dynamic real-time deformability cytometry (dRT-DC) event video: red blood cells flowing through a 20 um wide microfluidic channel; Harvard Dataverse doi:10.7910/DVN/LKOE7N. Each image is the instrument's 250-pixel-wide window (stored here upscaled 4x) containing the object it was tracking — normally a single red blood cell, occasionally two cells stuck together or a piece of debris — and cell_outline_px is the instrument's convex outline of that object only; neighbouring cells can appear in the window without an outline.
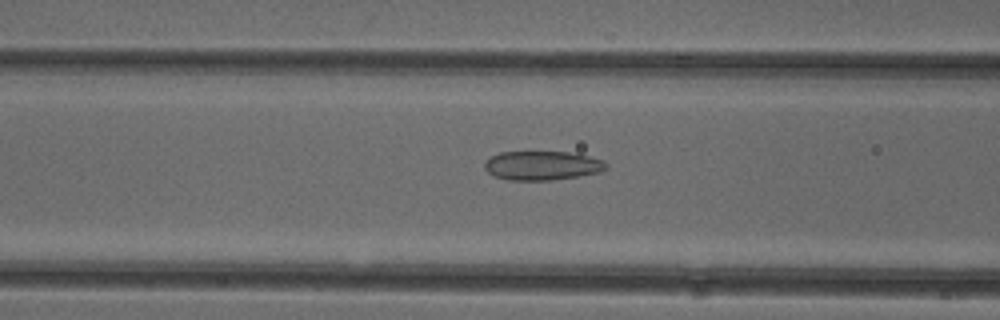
{"species": "common noctule bat (a hibernating species)", "species_latin": "Nyctalus noctula", "temperature_condition": "cold", "stored_images_in_passage": 52, "camera_frame_rate_fps": 3000, "um_per_image_px": 0.085, "animal": {"sex": "female"}, "frame": {"image": 1, "passage_image": 21, "time_ms": 6.667, "image_size_px": [1000, 320], "cell_outline_px": [[608, 168], [600, 172], [552, 180], [508, 180], [492, 176], [484, 168], [484, 160], [500, 152], [568, 152], [588, 156], [604, 160], [608, 164]], "centroid_in_image_um": [46.06, 14.07], "position_along_channel_um": 120.5, "area_um2": 20.69}}
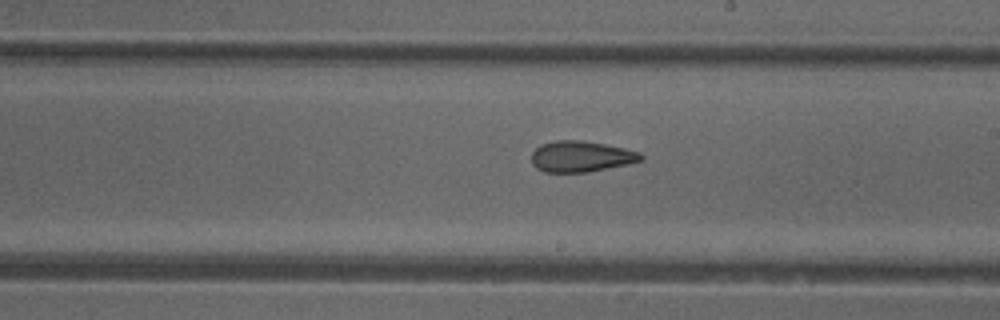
{"frame": {"image": 2, "passage_image": 30, "time_ms": 9.667, "image_size_px": [1000, 320], "cell_outline_px": [[644, 160], [628, 164], [588, 172], [544, 172], [536, 168], [532, 164], [532, 152], [540, 144], [556, 140], [580, 140], [604, 144], [624, 148], [640, 152], [644, 156]], "centroid_in_image_um": [49.39, 13.3], "position_along_channel_um": 239.6, "area_um2": 19.83}}
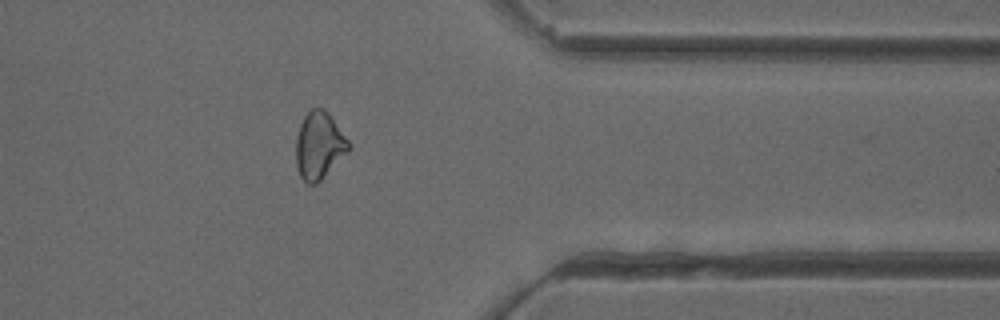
{"frame": {"image": 3, "passage_image": 42, "time_ms": 13.667, "image_size_px": [1000, 320], "cell_outline_px": [[352, 148], [316, 184], [308, 184], [300, 176], [296, 164], [296, 140], [300, 124], [304, 116], [312, 108], [324, 108], [328, 112], [348, 140]], "centroid_in_image_um": [27.13, 12.36], "position_along_channel_um": 384.3, "area_um2": 20.46}, "authors_computed_cell_mechanics": {"area_um2": 21.1548, "velocity_mm_per_s": 3.9601, "shape_relaxation_time_tau1_ms": null, "shape_relaxation_time_tau2_ms": 2.4284, "deformation_change_tau1": null, "deformation_change_tau2": 0.0945}}